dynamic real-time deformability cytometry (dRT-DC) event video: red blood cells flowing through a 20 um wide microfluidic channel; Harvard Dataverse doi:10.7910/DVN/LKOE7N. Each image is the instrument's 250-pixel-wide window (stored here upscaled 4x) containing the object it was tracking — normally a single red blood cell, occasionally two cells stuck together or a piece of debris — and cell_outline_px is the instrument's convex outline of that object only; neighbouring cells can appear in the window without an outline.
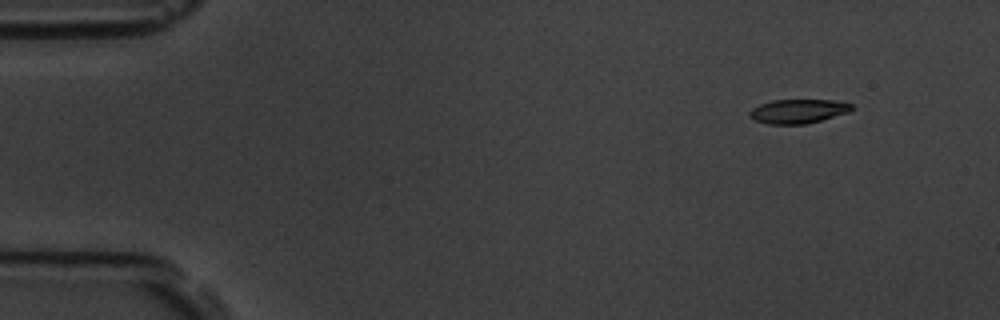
{"species": "common noctule bat (a hibernating species)", "species_latin": "Nyctalus noctula", "temperature_condition": "room temperature", "stored_images_in_passage": 4, "segment_of_instrument_passage": [2, 2], "camera_frame_rate_fps": 3000, "um_per_image_px": 0.085, "animal": {"sex": "male", "body_mass_g": 19.5, "forearm_length_mm": 54.6}, "frame": {"image": 1, "passage_image": 4, "time_ms": 3.333, "image_size_px": [1000, 320], "cell_outline_px": [[852, 108], [848, 112], [820, 120], [804, 124], [768, 124], [756, 120], [748, 116], [748, 112], [752, 108], [760, 104], [772, 100], [832, 100], [852, 104]], "centroid_in_image_um": [67.79, 9.45], "position_along_channel_um": 17.2, "area_um2": 14.16}}